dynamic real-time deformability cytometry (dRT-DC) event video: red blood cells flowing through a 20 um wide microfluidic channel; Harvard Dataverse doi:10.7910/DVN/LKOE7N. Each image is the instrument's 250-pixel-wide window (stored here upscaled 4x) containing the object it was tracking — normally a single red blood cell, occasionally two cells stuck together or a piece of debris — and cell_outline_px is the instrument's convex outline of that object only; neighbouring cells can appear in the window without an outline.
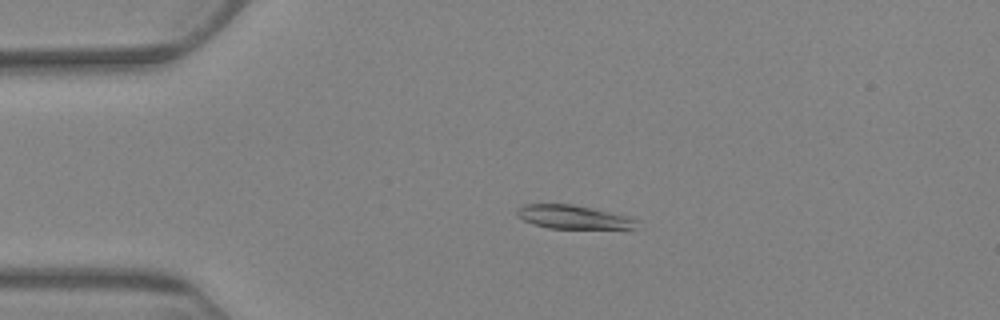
{"species": "Egyptian fruit bat (a non-hibernating species)", "species_latin": "Rousettus aegyptiacus", "temperature_condition": "warm", "stored_images_in_passage": 5, "camera_frame_rate_fps": 3000, "um_per_image_px": 0.085, "animal": {"sex": "female"}, "frame": {"image": 1, "passage_image": 4, "time_ms": 3.333, "image_size_px": [1000, 320], "cell_outline_px": [[640, 220], [636, 228], [548, 228], [532, 224], [516, 216], [516, 208], [524, 204], [572, 204], [592, 208], [628, 216]], "centroid_in_image_um": [48.7, 18.44], "position_along_channel_um": 36.3, "area_um2": 16.53}}